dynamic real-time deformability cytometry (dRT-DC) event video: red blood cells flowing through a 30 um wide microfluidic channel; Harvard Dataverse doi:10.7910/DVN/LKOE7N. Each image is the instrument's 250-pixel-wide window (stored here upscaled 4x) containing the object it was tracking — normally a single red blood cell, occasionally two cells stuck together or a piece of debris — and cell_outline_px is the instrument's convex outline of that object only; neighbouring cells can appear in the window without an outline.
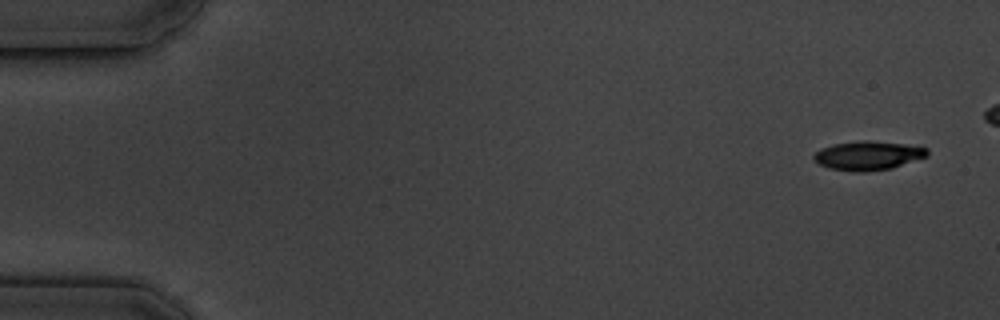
{"species": "common noctule bat (a hibernating species)", "species_latin": "Nyctalus noctula", "temperature_condition": "cold", "stored_images_in_passage": 6, "camera_frame_rate_fps": 3000, "um_per_image_px": 0.085, "animal": {"sex": "male", "body_mass_g": 19.5, "forearm_length_mm": 54.6}, "frame": {"image": 1, "passage_image": 1, "time_ms": 0.0, "image_size_px": [1000, 320], "cell_outline_px": [[928, 156], [892, 168], [864, 172], [856, 172], [828, 168], [820, 164], [812, 156], [820, 148], [836, 144], [864, 140], [868, 140], [904, 144], [928, 148]], "centroid_in_image_um": [73.8, 13.23], "position_along_channel_um": 11.2, "area_um2": 19.02}}